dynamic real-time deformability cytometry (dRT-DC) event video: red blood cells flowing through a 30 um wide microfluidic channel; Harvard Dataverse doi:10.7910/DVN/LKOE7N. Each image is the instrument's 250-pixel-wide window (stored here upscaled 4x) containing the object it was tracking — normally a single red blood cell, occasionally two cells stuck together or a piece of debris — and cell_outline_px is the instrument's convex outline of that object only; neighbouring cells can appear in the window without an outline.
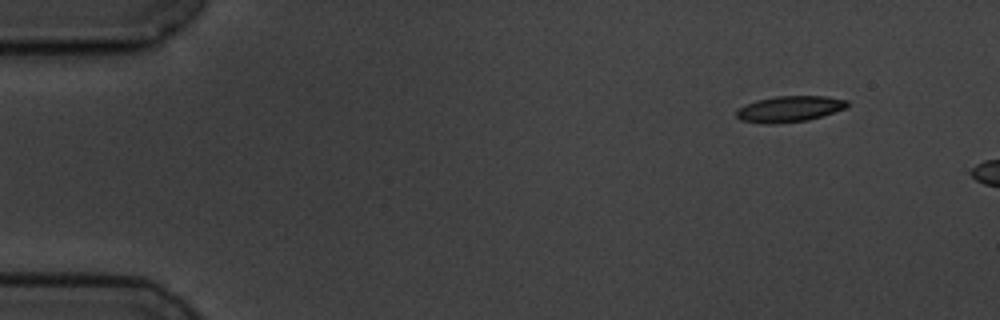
{"species": "common noctule bat (a hibernating species)", "species_latin": "Nyctalus noctula", "temperature_condition": "cold", "stored_images_in_passage": 2, "camera_frame_rate_fps": 3000, "um_per_image_px": 0.085, "animal": {"sex": "male", "body_mass_g": 19.5, "forearm_length_mm": 54.6}, "frame": {"image": 1, "passage_image": 1, "time_ms": 0.0, "image_size_px": [1000, 320], "cell_outline_px": [[848, 108], [808, 120], [776, 124], [764, 124], [740, 120], [736, 116], [736, 112], [740, 108], [756, 100], [776, 96], [828, 96], [848, 100]], "centroid_in_image_um": [67.14, 9.26], "position_along_channel_um": 17.9, "area_um2": 16.88}}